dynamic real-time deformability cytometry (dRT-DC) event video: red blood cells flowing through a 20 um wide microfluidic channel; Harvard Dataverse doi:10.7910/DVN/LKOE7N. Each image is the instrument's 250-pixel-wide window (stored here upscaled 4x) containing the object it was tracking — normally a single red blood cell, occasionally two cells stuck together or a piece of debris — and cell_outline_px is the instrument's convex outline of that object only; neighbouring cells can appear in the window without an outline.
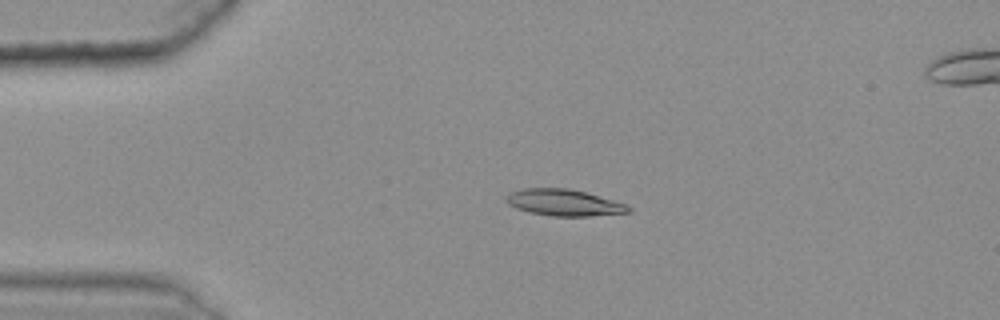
{"species": "common noctule bat (a hibernating species)", "species_latin": "Nyctalus noctula", "temperature_condition": "warm", "stored_images_in_passage": 36, "camera_frame_rate_fps": 3000, "um_per_image_px": 0.085, "animal": {"sex": "female", "body_mass_g": 25.1}, "frame": {"image": 1, "passage_image": 1, "time_ms": 0.0, "image_size_px": [1000, 320], "cell_outline_px": [[632, 212], [592, 216], [552, 216], [528, 212], [516, 208], [508, 204], [504, 200], [512, 192], [524, 188], [568, 188], [584, 192], [612, 200], [624, 204], [632, 208]], "centroid_in_image_um": [47.93, 17.23], "position_along_channel_um": 37.1, "area_um2": 18.73}}
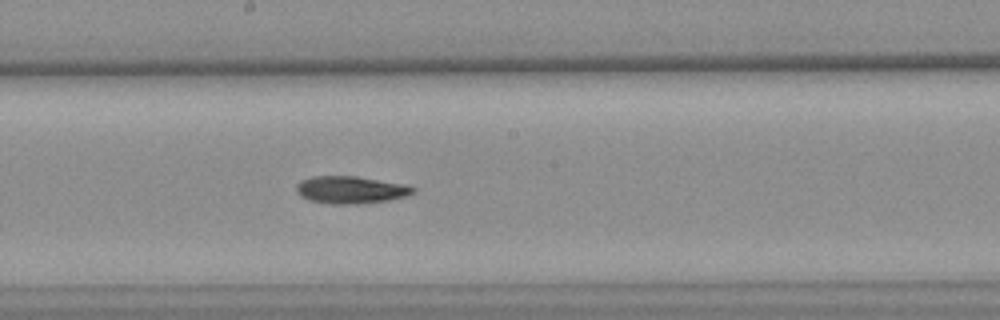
{"frame": {"image": 2, "passage_image": 19, "time_ms": 6.0, "image_size_px": [1000, 320], "cell_outline_px": [[416, 192], [404, 196], [388, 200], [356, 204], [332, 204], [312, 200], [300, 196], [296, 192], [296, 184], [300, 180], [312, 176], [356, 176], [408, 184], [416, 188]], "centroid_in_image_um": [29.82, 16.12], "position_along_channel_um": 218.4, "area_um2": 18.73}}
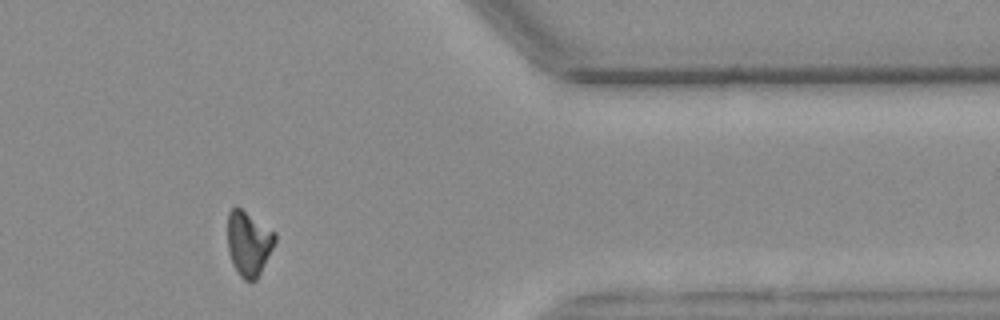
{"frame": {"image": 3, "passage_image": 35, "time_ms": 11.333, "image_size_px": [1000, 320], "cell_outline_px": [[276, 240], [256, 280], [244, 280], [236, 272], [232, 264], [228, 252], [228, 212], [232, 208], [240, 208], [276, 232]], "centroid_in_image_um": [21.12, 20.69], "position_along_channel_um": 390.3, "area_um2": 17.69}}